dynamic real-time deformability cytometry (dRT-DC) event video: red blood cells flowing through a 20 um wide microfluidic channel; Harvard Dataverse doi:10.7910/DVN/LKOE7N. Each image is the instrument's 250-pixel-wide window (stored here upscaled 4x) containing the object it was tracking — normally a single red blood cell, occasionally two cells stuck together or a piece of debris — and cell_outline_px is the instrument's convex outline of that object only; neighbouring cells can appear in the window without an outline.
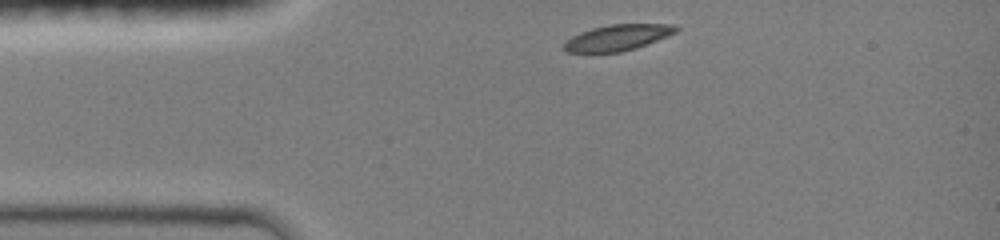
{"species": "common noctule bat (a hibernating species)", "species_latin": "Nyctalus noctula", "temperature_condition": "room temperature", "stored_images_in_passage": 42, "camera_frame_rate_fps": 3000, "um_per_image_px": 0.085, "animal": {"sex": "female", "body_mass_g": 19.0, "forearm_length_mm": 51.5}, "frame": {"image": 1, "passage_image": 1, "time_ms": 0.0, "image_size_px": [1000, 240], "cell_outline_px": [[680, 28], [676, 32], [668, 36], [636, 48], [620, 52], [568, 52], [564, 48], [564, 44], [572, 36], [580, 32], [592, 28], [612, 24], [672, 24]], "centroid_in_image_um": [52.53, 3.19], "position_along_channel_um": 32.5, "area_um2": 16.76}}
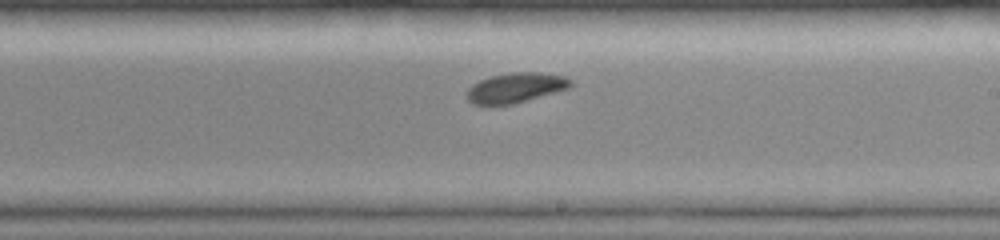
{"frame": {"image": 2, "passage_image": 28, "time_ms": 6.0, "image_size_px": [1000, 240], "cell_outline_px": [[572, 84], [568, 88], [512, 104], [472, 104], [468, 100], [468, 88], [472, 84], [488, 76], [512, 72], [540, 72], [568, 76], [572, 80]], "centroid_in_image_um": [43.84, 7.43], "position_along_channel_um": 245.2, "area_um2": 17.98}}
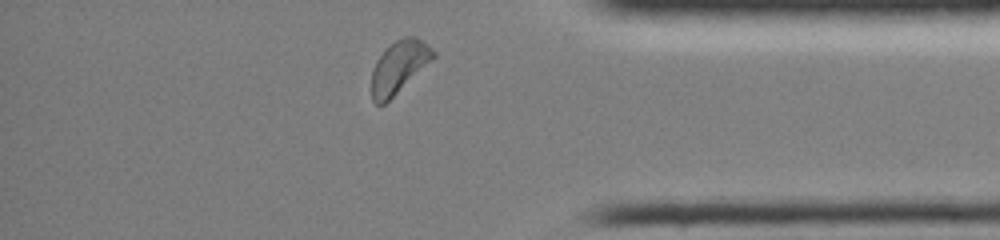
{"frame": {"image": 3, "passage_image": 41, "time_ms": 10.0, "image_size_px": [1000, 240], "cell_outline_px": [[436, 56], [384, 104], [376, 104], [372, 100], [372, 72], [376, 60], [396, 40], [404, 36], [416, 36], [424, 40], [436, 52]], "centroid_in_image_um": [33.93, 5.66], "position_along_channel_um": 401.3, "area_um2": 18.38}, "authors_computed_cell_mechanics": {"area_um2": 18.1203, "velocity_mm_per_s": 4.0996, "shape_relaxation_time_tau1_ms": 2.4871, "shape_relaxation_time_tau2_ms": null, "deformation_change_tau1": 0.1036, "deformation_change_tau2": null}}